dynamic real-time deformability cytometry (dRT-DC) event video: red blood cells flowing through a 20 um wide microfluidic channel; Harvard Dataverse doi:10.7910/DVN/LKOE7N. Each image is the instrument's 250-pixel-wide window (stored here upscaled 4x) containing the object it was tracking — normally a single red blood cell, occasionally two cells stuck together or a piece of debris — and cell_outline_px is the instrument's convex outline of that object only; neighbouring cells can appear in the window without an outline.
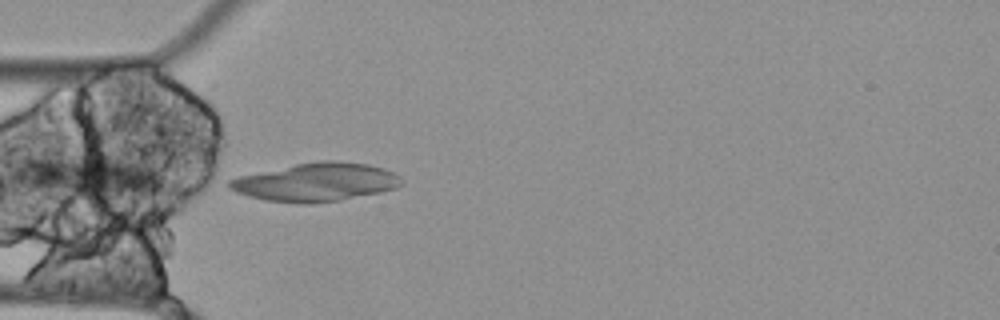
{"species": "Egyptian fruit bat (a non-hibernating species)", "species_latin": "Rousettus aegyptiacus", "temperature_condition": "cold", "stored_images_in_passage": 18, "segment_of_instrument_passage": [1, 2], "camera_frame_rate_fps": 3000, "um_per_image_px": 0.085, "animal": {"sex": "female"}, "frame": {"image": 1, "passage_image": 15, "time_ms": 4.667, "image_size_px": [1000, 320], "cell_outline_px": [[404, 184], [396, 188], [380, 192], [340, 200], [308, 204], [304, 204], [264, 200], [248, 196], [236, 192], [228, 188], [228, 180], [240, 176], [296, 164], [316, 160], [336, 160], [368, 164], [384, 168], [400, 176], [404, 180]], "centroid_in_image_um": [26.89, 15.48], "position_along_channel_um": 58.1, "area_um2": 38.61}}